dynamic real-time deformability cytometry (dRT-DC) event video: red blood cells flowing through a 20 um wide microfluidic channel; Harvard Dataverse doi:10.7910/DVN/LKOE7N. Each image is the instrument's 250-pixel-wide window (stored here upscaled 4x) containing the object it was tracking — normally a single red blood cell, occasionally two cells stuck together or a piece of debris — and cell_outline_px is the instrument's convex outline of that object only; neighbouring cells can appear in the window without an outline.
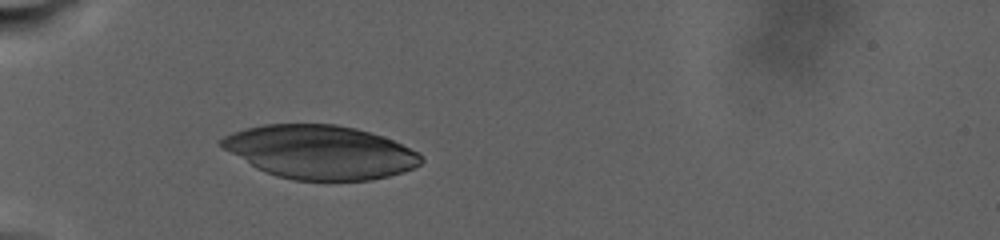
{"species": "human", "species_latin": "Homo sapiens", "temperature_condition": "warm", "stored_images_in_passage": 24, "camera_frame_rate_fps": 3000, "um_per_image_px": 0.085, "donor": {"sex": "male"}, "frame": {"image": 1, "passage_image": 1, "time_ms": 0.0, "image_size_px": [1000, 240], "cell_outline_px": [[424, 160], [420, 164], [404, 172], [372, 180], [292, 180], [276, 176], [256, 168], [216, 144], [224, 136], [232, 132], [244, 128], [264, 124], [336, 124], [356, 128], [384, 136], [420, 152]], "centroid_in_image_um": [27.22, 12.92], "position_along_channel_um": 57.8, "area_um2": 62.66}}
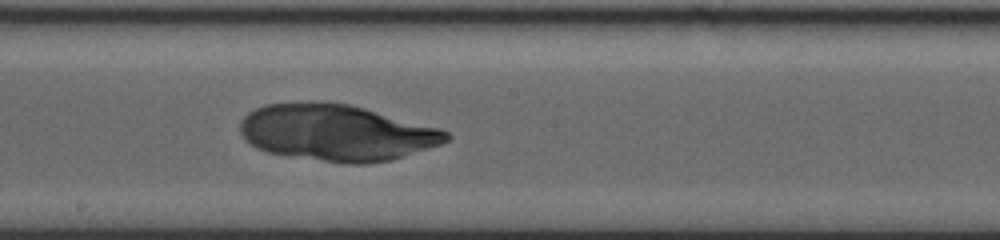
{"frame": {"image": 2, "passage_image": 11, "time_ms": 7.667, "image_size_px": [1000, 240], "cell_outline_px": [[452, 136], [448, 140], [440, 144], [392, 160], [368, 164], [348, 164], [288, 156], [268, 152], [256, 148], [244, 140], [240, 136], [240, 120], [248, 112], [264, 104], [308, 100], [320, 100], [348, 104], [364, 108], [440, 128], [448, 132]], "centroid_in_image_um": [28.55, 11.26], "position_along_channel_um": 219.7, "area_um2": 68.44}}
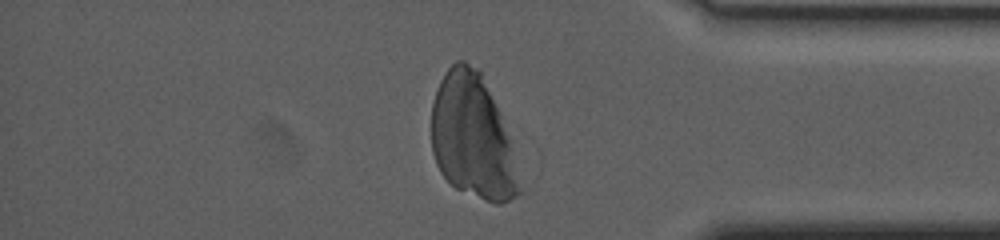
{"frame": {"image": 3, "passage_image": 21, "time_ms": 15.667, "image_size_px": [1000, 240], "cell_outline_px": [[524, 192], [500, 204], [496, 204], [484, 200], [456, 188], [440, 172], [436, 164], [432, 152], [432, 104], [440, 80], [448, 68], [456, 60], [464, 60], [480, 72], [500, 112], [512, 140]], "centroid_in_image_um": [40.21, 11.68], "position_along_channel_um": 395.0, "area_um2": 64.22}}